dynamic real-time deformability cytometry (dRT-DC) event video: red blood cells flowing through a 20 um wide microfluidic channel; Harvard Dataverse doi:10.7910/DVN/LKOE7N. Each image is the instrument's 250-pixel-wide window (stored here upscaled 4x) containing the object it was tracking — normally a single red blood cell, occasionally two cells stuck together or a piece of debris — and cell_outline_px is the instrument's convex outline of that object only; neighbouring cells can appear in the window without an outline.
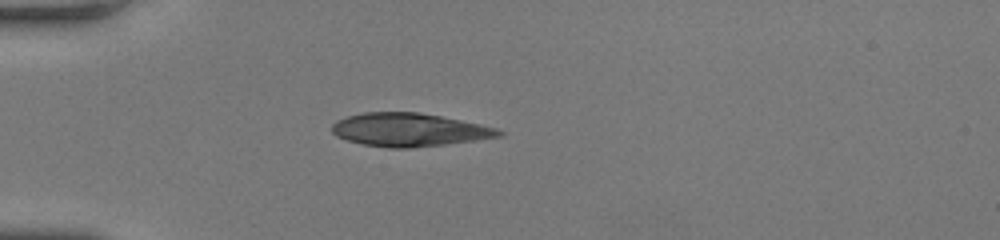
{"species": "human", "species_latin": "Homo sapiens", "temperature_condition": "room temperature", "stored_images_in_passage": 42, "camera_frame_rate_fps": 3000, "um_per_image_px": 0.085, "donor": {"sex": "female"}, "frame": {"image": 1, "passage_image": 1, "time_ms": 0.0, "image_size_px": [1000, 240], "cell_outline_px": [[504, 136], [476, 140], [444, 144], [408, 148], [388, 148], [364, 144], [348, 140], [336, 136], [332, 132], [332, 124], [336, 120], [348, 116], [364, 112], [420, 112], [480, 124], [496, 128], [504, 132]], "centroid_in_image_um": [34.78, 11.03], "position_along_channel_um": 50.2, "area_um2": 32.19}}
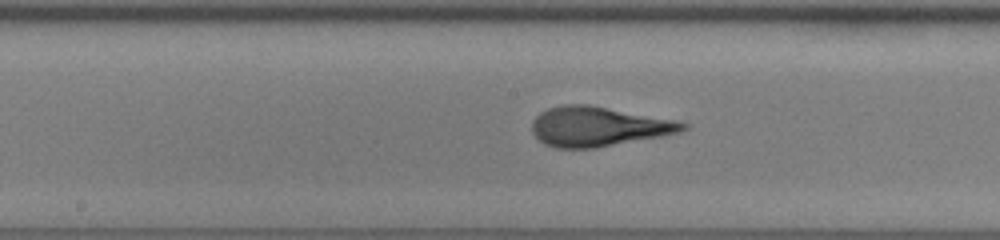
{"frame": {"image": 2, "passage_image": 15, "time_ms": 4.667, "image_size_px": [1000, 240], "cell_outline_px": [[688, 128], [680, 132], [660, 136], [596, 148], [556, 148], [544, 144], [532, 132], [532, 120], [540, 112], [548, 108], [560, 104], [588, 104], [676, 120], [688, 124]], "centroid_in_image_um": [50.83, 10.75], "position_along_channel_um": 197.4, "area_um2": 34.85}}
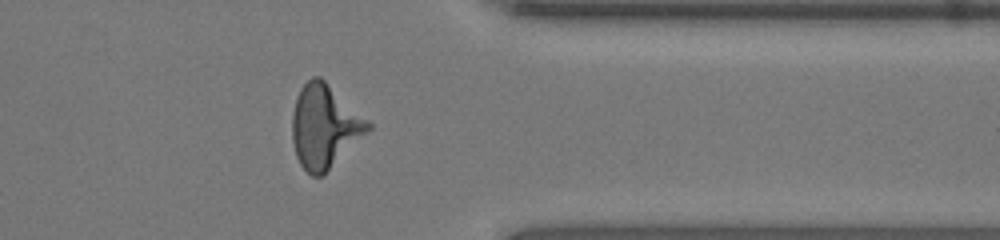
{"frame": {"image": 3, "passage_image": 31, "time_ms": 10.0, "image_size_px": [1000, 240], "cell_outline_px": [[372, 128], [368, 132], [320, 176], [312, 176], [300, 164], [296, 156], [292, 140], [292, 116], [296, 100], [300, 88], [312, 76], [320, 76], [372, 124]], "centroid_in_image_um": [27.56, 10.72], "position_along_channel_um": 383.8, "area_um2": 36.07}}